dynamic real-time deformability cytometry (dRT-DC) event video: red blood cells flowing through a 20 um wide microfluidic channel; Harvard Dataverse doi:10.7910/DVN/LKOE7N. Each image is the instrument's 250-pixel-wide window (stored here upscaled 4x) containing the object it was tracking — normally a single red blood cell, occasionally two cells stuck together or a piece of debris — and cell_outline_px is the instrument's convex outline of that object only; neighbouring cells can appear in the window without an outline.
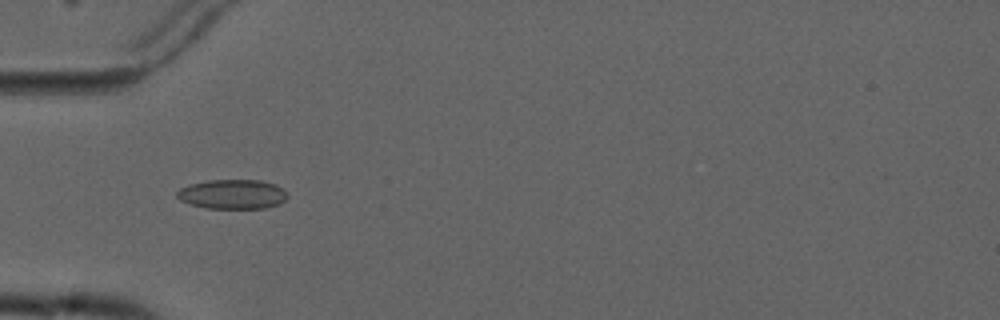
{"species": "common noctule bat (a hibernating species)", "species_latin": "Nyctalus noctula", "temperature_condition": "cold", "stored_images_in_passage": 7, "camera_frame_rate_fps": 3000, "um_per_image_px": 0.085, "animal": {"sex": "male", "forearm_length_mm": 52.5}, "frame": {"image": 1, "passage_image": 4, "time_ms": 3.667, "image_size_px": [1000, 320], "cell_outline_px": [[288, 196], [280, 204], [264, 208], [208, 208], [192, 204], [180, 200], [176, 196], [176, 192], [180, 188], [188, 184], [208, 180], [260, 180], [276, 184], [284, 188], [288, 192]], "centroid_in_image_um": [19.79, 16.49], "position_along_channel_um": 65.2, "area_um2": 19.13}}
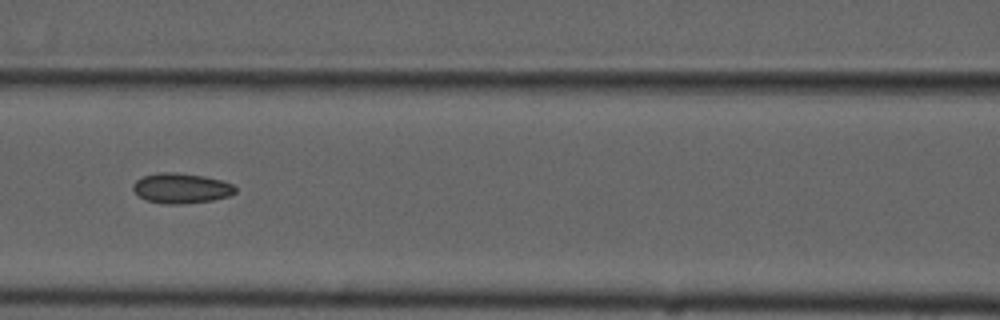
{"frame": {"image": 2, "passage_image": 6, "time_ms": 6.0, "image_size_px": [1000, 320], "cell_outline_px": [[236, 192], [228, 196], [212, 200], [180, 204], [164, 204], [148, 200], [140, 196], [132, 188], [132, 184], [136, 180], [144, 176], [160, 172], [176, 172], [204, 176], [220, 180], [232, 184], [236, 188]], "centroid_in_image_um": [15.4, 15.99], "position_along_channel_um": 151.2, "area_um2": 17.8}}
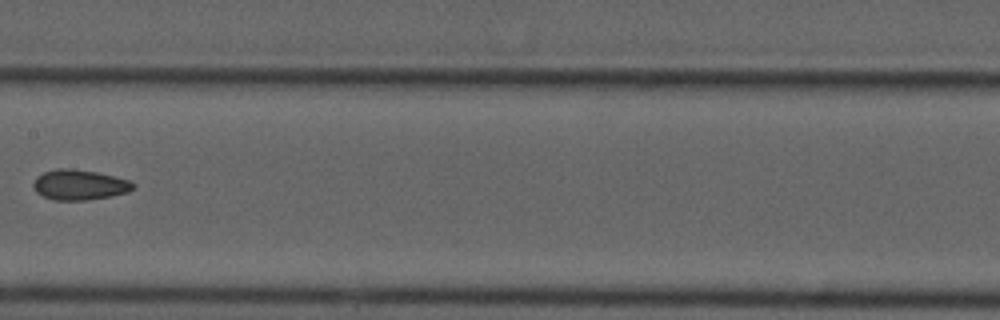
{"frame": {"image": 3, "passage_image": 7, "time_ms": 7.333, "image_size_px": [1000, 320], "cell_outline_px": [[136, 188], [128, 192], [112, 196], [88, 200], [52, 200], [36, 192], [32, 184], [36, 176], [44, 172], [56, 168], [68, 168], [96, 172], [128, 180], [136, 184]], "centroid_in_image_um": [6.75, 15.71], "position_along_channel_um": 200.6, "area_um2": 17.69}}